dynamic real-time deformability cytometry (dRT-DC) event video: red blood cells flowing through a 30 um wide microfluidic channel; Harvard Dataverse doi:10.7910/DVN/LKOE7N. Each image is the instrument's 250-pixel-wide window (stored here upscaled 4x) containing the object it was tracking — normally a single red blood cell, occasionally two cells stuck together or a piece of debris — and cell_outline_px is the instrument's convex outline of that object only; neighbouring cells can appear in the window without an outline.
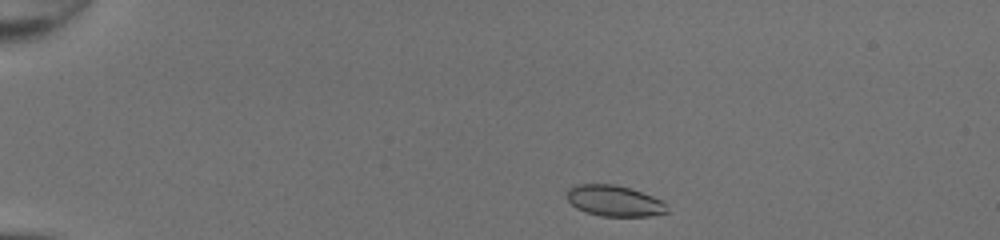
{"species": "common noctule bat (a hibernating species)", "species_latin": "Nyctalus noctula", "temperature_condition": "room temperature", "stored_images_in_passage": 40, "camera_frame_rate_fps": 3000, "um_per_image_px": 0.085, "animal": {"sex": "female", "body_mass_g": 20.0, "forearm_length_mm": 54.0}, "frame": {"image": 1, "passage_image": 1, "time_ms": 0.0, "image_size_px": [1000, 240], "cell_outline_px": [[668, 212], [648, 216], [600, 216], [584, 212], [576, 208], [568, 200], [568, 188], [576, 184], [616, 184], [664, 200], [668, 208]], "centroid_in_image_um": [52.22, 17.07], "position_along_channel_um": 32.8, "area_um2": 18.09}}
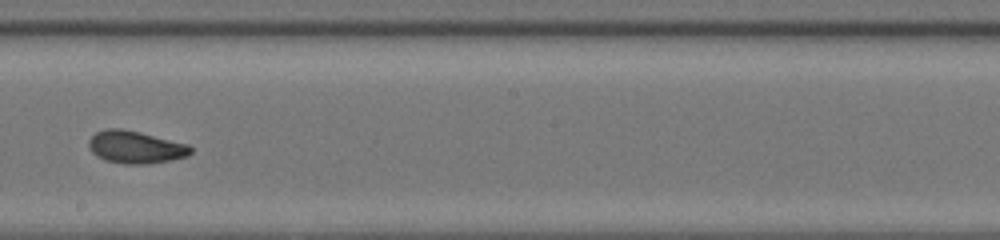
{"frame": {"image": 2, "passage_image": 21, "time_ms": 6.667, "image_size_px": [1000, 240], "cell_outline_px": [[192, 152], [188, 156], [172, 160], [148, 164], [124, 164], [104, 160], [96, 156], [88, 148], [88, 140], [96, 132], [108, 128], [120, 128], [140, 132], [188, 144], [192, 148]], "centroid_in_image_um": [11.51, 12.51], "position_along_channel_um": 236.7, "area_um2": 19.48}}
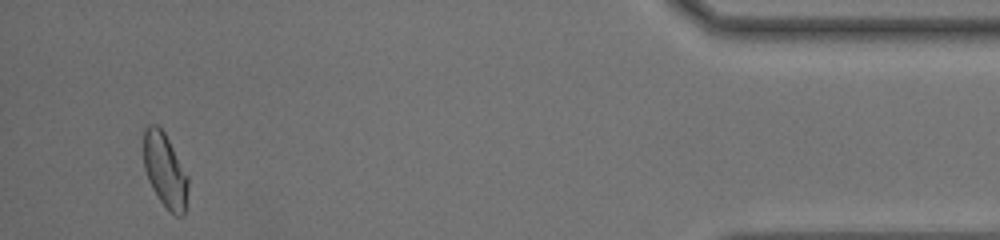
{"frame": {"image": 3, "passage_image": 38, "time_ms": 12.333, "image_size_px": [1000, 240], "cell_outline_px": [[188, 188], [184, 216], [176, 216], [160, 200], [152, 188], [148, 180], [144, 168], [144, 128], [148, 124], [156, 124], [164, 132], [188, 176]], "centroid_in_image_um": [14.02, 14.47], "position_along_channel_um": 421.2, "area_um2": 19.02}, "authors_computed_cell_mechanics": {"area_um2": 19.0451, "velocity_mm_per_s": 4.3433, "shape_relaxation_time_tau1_ms": 4.1477, "shape_relaxation_time_tau2_ms": 1.6974, "deformation_change_tau1": 0.1326, "deformation_change_tau2": 0.0561}}